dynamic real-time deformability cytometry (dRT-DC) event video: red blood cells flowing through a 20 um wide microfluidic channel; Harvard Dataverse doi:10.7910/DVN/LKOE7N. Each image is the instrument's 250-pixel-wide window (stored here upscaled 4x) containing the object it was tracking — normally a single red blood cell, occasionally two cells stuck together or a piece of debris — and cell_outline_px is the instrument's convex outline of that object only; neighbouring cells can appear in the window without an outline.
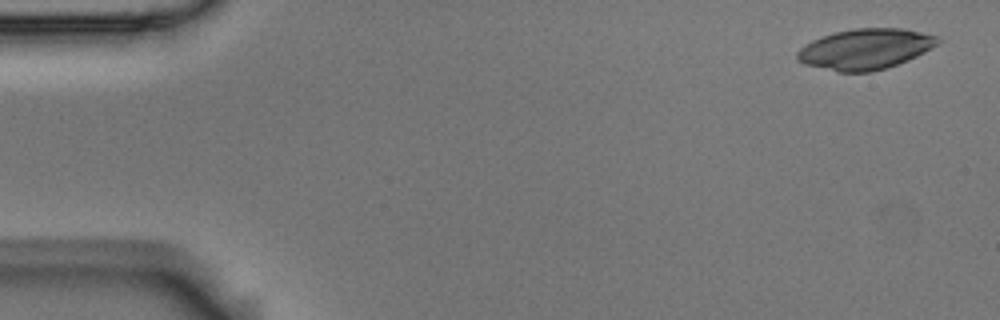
{"species": "Egyptian fruit bat (a non-hibernating species)", "species_latin": "Rousettus aegyptiacus", "temperature_condition": "room temperature", "stored_images_in_passage": 4, "camera_frame_rate_fps": 3000, "um_per_image_px": 0.085, "animal": {"sex": "male"}, "frame": {"image": 1, "passage_image": 1, "time_ms": 0.0, "image_size_px": [1000, 320], "cell_outline_px": [[940, 44], [908, 60], [872, 72], [836, 72], [804, 64], [796, 60], [796, 52], [800, 48], [812, 40], [836, 32], [856, 28], [904, 28], [936, 36], [940, 40]], "centroid_in_image_um": [73.54, 4.17], "position_along_channel_um": 11.5, "area_um2": 33.18}}